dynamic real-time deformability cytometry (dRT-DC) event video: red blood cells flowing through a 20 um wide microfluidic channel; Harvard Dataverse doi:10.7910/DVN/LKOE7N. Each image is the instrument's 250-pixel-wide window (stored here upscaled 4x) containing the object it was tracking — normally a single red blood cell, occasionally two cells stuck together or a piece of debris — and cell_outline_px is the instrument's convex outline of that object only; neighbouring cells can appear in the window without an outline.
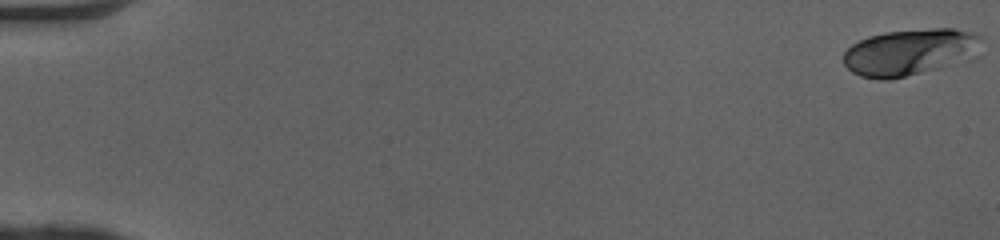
{"species": "human", "species_latin": "Homo sapiens", "temperature_condition": "cold", "stored_images_in_passage": 51, "camera_frame_rate_fps": 3000, "um_per_image_px": 0.085, "donor": {"sex": "female"}, "frame": {"image": 1, "passage_image": 1, "time_ms": 0.0, "image_size_px": [1000, 240], "cell_outline_px": [[980, 56], [972, 60], [940, 68], [888, 80], [880, 80], [860, 76], [852, 72], [844, 64], [844, 52], [852, 44], [868, 36], [884, 32], [932, 28], [952, 28], [968, 32], [980, 36]], "centroid_in_image_um": [77.39, 4.44], "position_along_channel_um": 7.6, "area_um2": 37.86}}
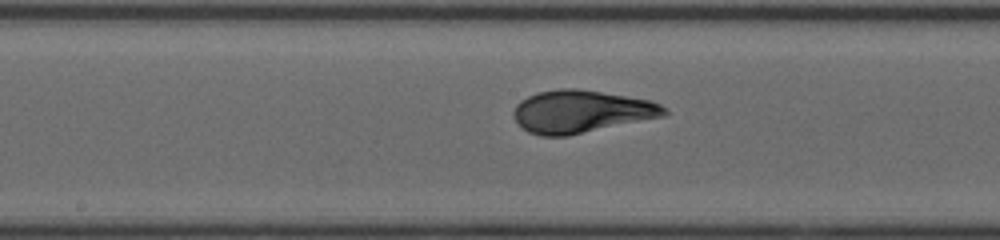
{"frame": {"image": 2, "passage_image": 28, "time_ms": 9.0, "image_size_px": [1000, 240], "cell_outline_px": [[668, 112], [664, 116], [568, 136], [540, 136], [528, 132], [512, 116], [512, 112], [516, 104], [520, 100], [536, 92], [560, 88], [576, 88], [652, 100], [660, 104]], "centroid_in_image_um": [49.37, 9.48], "position_along_channel_um": 198.8, "area_um2": 37.45}}
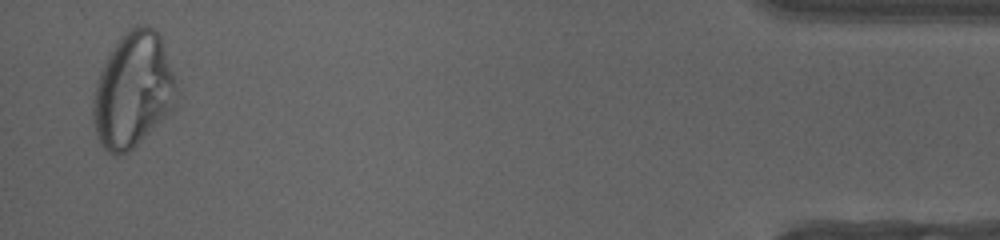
{"frame": {"image": 3, "passage_image": 50, "time_ms": 16.333, "image_size_px": [1000, 240], "cell_outline_px": [[176, 88], [172, 112], [128, 152], [120, 156], [116, 156], [108, 152], [100, 144], [96, 136], [92, 120], [92, 100], [96, 80], [104, 60], [120, 36], [136, 24], [148, 24], [160, 36], [176, 80]], "centroid_in_image_um": [11.27, 7.68], "position_along_channel_um": 423.9, "area_um2": 56.41}, "authors_computed_cell_mechanics": {"area_um2": 37.3388, "velocity_mm_per_s": 4.091, "shape_relaxation_time_tau1_ms": 3.8711, "shape_relaxation_time_tau2_ms": null, "deformation_change_tau1": 0.1801, "deformation_change_tau2": null}}